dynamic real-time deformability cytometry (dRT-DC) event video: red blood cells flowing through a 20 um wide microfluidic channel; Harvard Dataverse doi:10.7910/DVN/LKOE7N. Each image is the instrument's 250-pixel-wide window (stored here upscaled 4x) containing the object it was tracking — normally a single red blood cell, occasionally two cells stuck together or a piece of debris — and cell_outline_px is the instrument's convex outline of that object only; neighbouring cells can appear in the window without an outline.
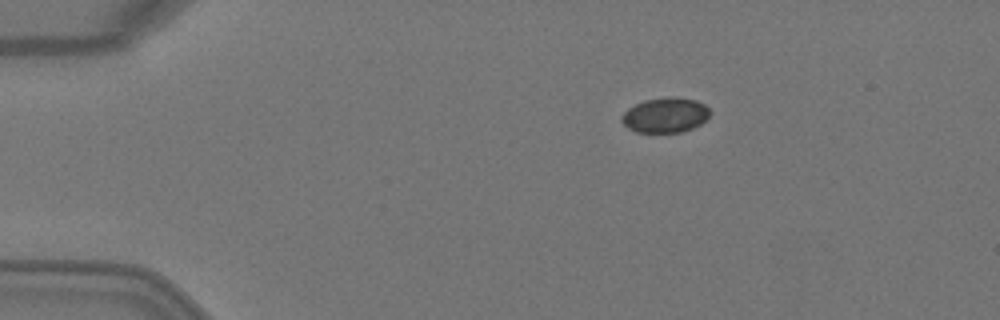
{"species": "Egyptian fruit bat (a non-hibernating species)", "species_latin": "Rousettus aegyptiacus", "temperature_condition": "warm", "stored_images_in_passage": 3, "camera_frame_rate_fps": 3000, "um_per_image_px": 0.085, "animal": {"sex": "female"}, "frame": {"image": 1, "passage_image": 1, "time_ms": 0.0, "image_size_px": [1000, 320], "cell_outline_px": [[712, 112], [708, 120], [692, 128], [680, 132], [636, 132], [628, 128], [620, 120], [620, 116], [628, 108], [644, 100], [672, 96], [676, 96], [696, 100], [704, 104]], "centroid_in_image_um": [56.57, 9.78], "position_along_channel_um": 28.4, "area_um2": 18.21}}
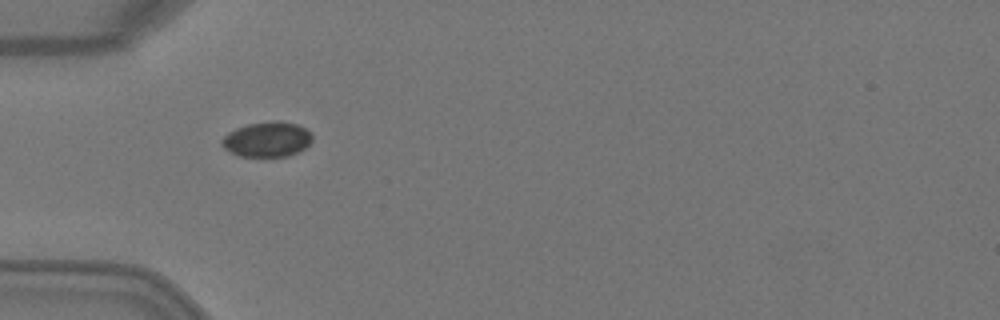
{"frame": {"image": 2, "passage_image": 3, "time_ms": 0.667, "image_size_px": [1000, 320], "cell_outline_px": [[312, 140], [304, 148], [288, 156], [240, 156], [224, 148], [220, 144], [220, 140], [228, 132], [236, 128], [248, 124], [276, 120], [296, 124], [312, 132]], "centroid_in_image_um": [22.69, 11.83], "position_along_channel_um": 62.3, "area_um2": 18.38}}